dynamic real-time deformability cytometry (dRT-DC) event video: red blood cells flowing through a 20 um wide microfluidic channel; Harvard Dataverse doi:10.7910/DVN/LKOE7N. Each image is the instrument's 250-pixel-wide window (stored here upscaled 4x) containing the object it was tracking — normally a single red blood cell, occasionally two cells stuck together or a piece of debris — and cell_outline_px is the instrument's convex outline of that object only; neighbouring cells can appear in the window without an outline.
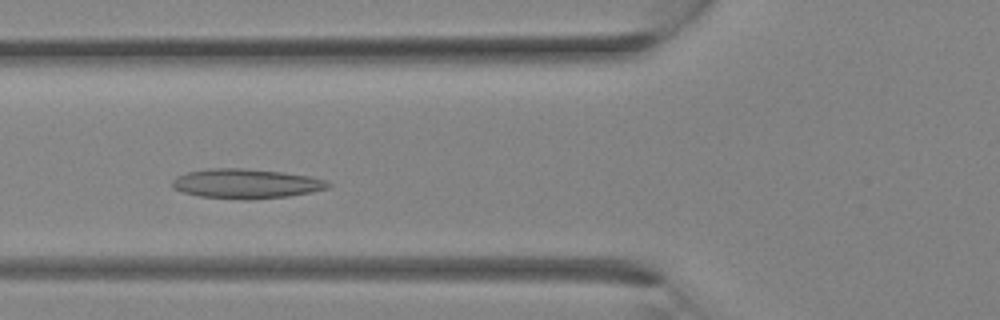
{"species": "Egyptian fruit bat (a non-hibernating species)", "species_latin": "Rousettus aegyptiacus", "temperature_condition": "room temperature", "stored_images_in_passage": 27, "camera_frame_rate_fps": 3000, "um_per_image_px": 0.085, "animal": {"sex": "female"}, "frame": {"image": 1, "passage_image": 6, "time_ms": 1.667, "image_size_px": [1000, 320], "cell_outline_px": [[332, 184], [328, 188], [312, 192], [288, 196], [248, 200], [240, 200], [200, 196], [184, 192], [172, 188], [172, 180], [176, 176], [188, 172], [208, 168], [244, 168], [284, 172], [312, 176], [328, 180]], "centroid_in_image_um": [20.95, 15.61], "position_along_channel_um": 104.8, "area_um2": 27.22}}
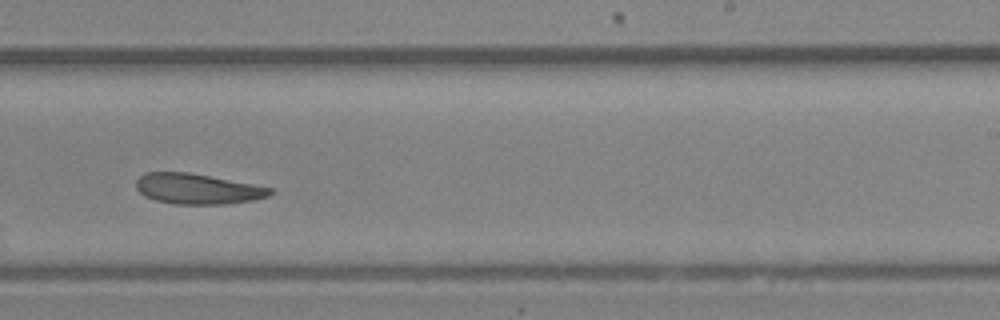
{"frame": {"image": 2, "passage_image": 14, "time_ms": 4.333, "image_size_px": [1000, 320], "cell_outline_px": [[272, 192], [268, 196], [252, 200], [224, 204], [176, 204], [156, 200], [144, 196], [136, 188], [136, 180], [144, 172], [188, 172], [252, 184], [272, 188]], "centroid_in_image_um": [16.74, 16.05], "position_along_channel_um": 272.3, "area_um2": 23.52}}
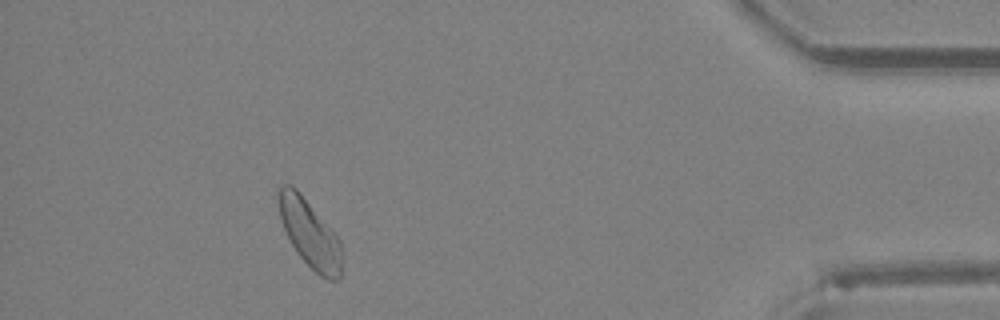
{"frame": {"image": 3, "passage_image": 23, "time_ms": 7.333, "image_size_px": [1000, 320], "cell_outline_px": [[340, 280], [328, 280], [320, 276], [296, 252], [284, 228], [280, 216], [276, 200], [276, 188], [280, 184], [288, 184], [296, 188], [300, 192], [340, 240]], "centroid_in_image_um": [26.27, 19.79], "position_along_channel_um": 408.9, "area_um2": 24.68}}